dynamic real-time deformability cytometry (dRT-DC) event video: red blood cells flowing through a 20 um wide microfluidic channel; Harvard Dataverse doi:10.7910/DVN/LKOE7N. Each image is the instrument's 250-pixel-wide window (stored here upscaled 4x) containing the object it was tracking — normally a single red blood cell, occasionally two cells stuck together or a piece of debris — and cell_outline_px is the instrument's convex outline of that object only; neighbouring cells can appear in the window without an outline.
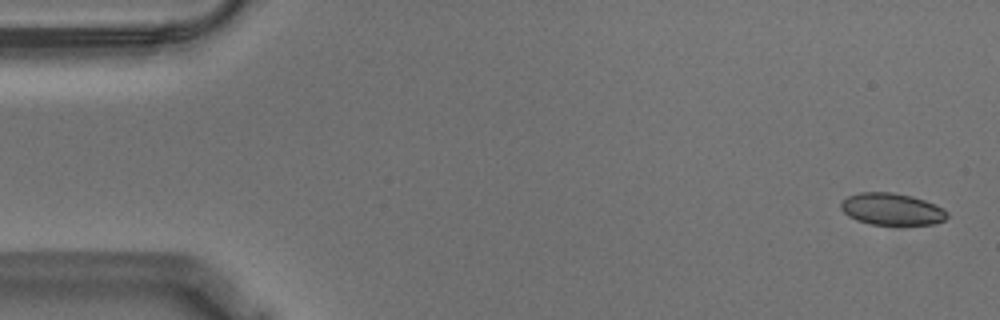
{"species": "Egyptian fruit bat (a non-hibernating species)", "species_latin": "Rousettus aegyptiacus", "temperature_condition": "warm", "stored_images_in_passage": 55, "camera_frame_rate_fps": 3000, "um_per_image_px": 0.085, "animal": {"sex": "male"}, "frame": {"image": 1, "passage_image": 1, "time_ms": 0.0, "image_size_px": [1000, 320], "cell_outline_px": [[948, 216], [944, 220], [932, 224], [872, 224], [856, 220], [848, 216], [840, 208], [840, 204], [848, 196], [860, 192], [892, 192], [912, 196], [936, 204], [944, 208], [948, 212]], "centroid_in_image_um": [75.81, 17.77], "position_along_channel_um": 9.2, "area_um2": 19.71}}
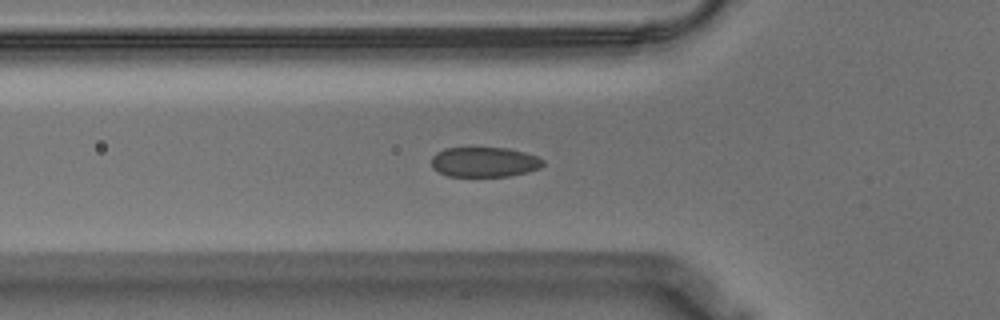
{"frame": {"image": 2, "passage_image": 18, "time_ms": 5.667, "image_size_px": [1000, 320], "cell_outline_px": [[544, 164], [540, 168], [528, 172], [508, 176], [448, 176], [432, 168], [432, 156], [436, 152], [444, 148], [508, 148], [524, 152], [536, 156], [544, 160]], "centroid_in_image_um": [41.17, 13.77], "position_along_channel_um": 84.6, "area_um2": 19.48}}
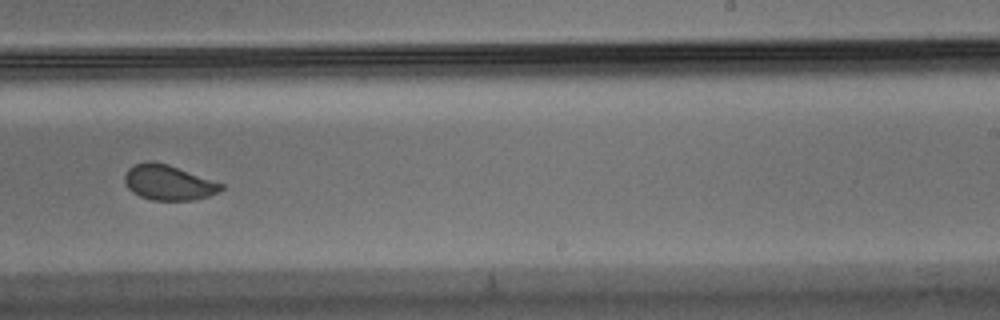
{"frame": {"image": 3, "passage_image": 34, "time_ms": 11.0, "image_size_px": [1000, 320], "cell_outline_px": [[224, 188], [208, 196], [192, 200], [152, 200], [140, 196], [132, 192], [124, 184], [124, 176], [128, 168], [136, 164], [148, 160], [152, 160], [168, 164], [224, 184]], "centroid_in_image_um": [14.28, 15.5], "position_along_channel_um": 274.7, "area_um2": 19.77}, "authors_computed_cell_mechanics": {"area_um2": 20.5768, "velocity_mm_per_s": 3.5481, "shape_relaxation_time_tau1_ms": 4.658, "shape_relaxation_time_tau2_ms": 0.5764, "deformation_change_tau1": 0.1174, "deformation_change_tau2": 0.0558}}